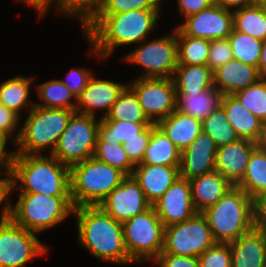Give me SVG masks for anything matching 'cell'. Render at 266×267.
Returning a JSON list of instances; mask_svg holds the SVG:
<instances>
[{
  "mask_svg": "<svg viewBox=\"0 0 266 267\" xmlns=\"http://www.w3.org/2000/svg\"><path fill=\"white\" fill-rule=\"evenodd\" d=\"M15 189L18 193L71 196L70 168L51 154H15L9 197Z\"/></svg>",
  "mask_w": 266,
  "mask_h": 267,
  "instance_id": "3957f363",
  "label": "cell"
},
{
  "mask_svg": "<svg viewBox=\"0 0 266 267\" xmlns=\"http://www.w3.org/2000/svg\"><path fill=\"white\" fill-rule=\"evenodd\" d=\"M127 85L109 79H99L93 74L84 91L77 97L76 112L96 117V111L104 110L99 118H105Z\"/></svg>",
  "mask_w": 266,
  "mask_h": 267,
  "instance_id": "e0dca14e",
  "label": "cell"
},
{
  "mask_svg": "<svg viewBox=\"0 0 266 267\" xmlns=\"http://www.w3.org/2000/svg\"><path fill=\"white\" fill-rule=\"evenodd\" d=\"M233 53L228 38L210 40L207 65L212 71L232 60Z\"/></svg>",
  "mask_w": 266,
  "mask_h": 267,
  "instance_id": "7bdbcfd3",
  "label": "cell"
},
{
  "mask_svg": "<svg viewBox=\"0 0 266 267\" xmlns=\"http://www.w3.org/2000/svg\"><path fill=\"white\" fill-rule=\"evenodd\" d=\"M162 9L131 10L121 14H98L83 30L90 55L112 56L117 48L140 44L158 27Z\"/></svg>",
  "mask_w": 266,
  "mask_h": 267,
  "instance_id": "6da1fadb",
  "label": "cell"
},
{
  "mask_svg": "<svg viewBox=\"0 0 266 267\" xmlns=\"http://www.w3.org/2000/svg\"><path fill=\"white\" fill-rule=\"evenodd\" d=\"M21 118L18 114L5 108L0 103V135L7 137L15 144L20 136L21 128L18 125L20 124ZM18 129L19 131H17Z\"/></svg>",
  "mask_w": 266,
  "mask_h": 267,
  "instance_id": "f6af8a7d",
  "label": "cell"
},
{
  "mask_svg": "<svg viewBox=\"0 0 266 267\" xmlns=\"http://www.w3.org/2000/svg\"><path fill=\"white\" fill-rule=\"evenodd\" d=\"M193 204L198 213L213 206L234 185L216 170L189 180Z\"/></svg>",
  "mask_w": 266,
  "mask_h": 267,
  "instance_id": "cb8c5ba5",
  "label": "cell"
},
{
  "mask_svg": "<svg viewBox=\"0 0 266 267\" xmlns=\"http://www.w3.org/2000/svg\"><path fill=\"white\" fill-rule=\"evenodd\" d=\"M126 175L95 157L70 168L73 207L97 206L118 187Z\"/></svg>",
  "mask_w": 266,
  "mask_h": 267,
  "instance_id": "52a82bcc",
  "label": "cell"
},
{
  "mask_svg": "<svg viewBox=\"0 0 266 267\" xmlns=\"http://www.w3.org/2000/svg\"><path fill=\"white\" fill-rule=\"evenodd\" d=\"M182 152L202 132V122L175 110L156 124Z\"/></svg>",
  "mask_w": 266,
  "mask_h": 267,
  "instance_id": "d4e9b609",
  "label": "cell"
},
{
  "mask_svg": "<svg viewBox=\"0 0 266 267\" xmlns=\"http://www.w3.org/2000/svg\"><path fill=\"white\" fill-rule=\"evenodd\" d=\"M77 242L98 261L115 265H134L130 259L124 241L121 222L97 206H79L74 208Z\"/></svg>",
  "mask_w": 266,
  "mask_h": 267,
  "instance_id": "7a4b0ae2",
  "label": "cell"
},
{
  "mask_svg": "<svg viewBox=\"0 0 266 267\" xmlns=\"http://www.w3.org/2000/svg\"><path fill=\"white\" fill-rule=\"evenodd\" d=\"M259 144L238 139L218 147L215 158V170L236 186L245 175L251 153Z\"/></svg>",
  "mask_w": 266,
  "mask_h": 267,
  "instance_id": "d6986e66",
  "label": "cell"
},
{
  "mask_svg": "<svg viewBox=\"0 0 266 267\" xmlns=\"http://www.w3.org/2000/svg\"><path fill=\"white\" fill-rule=\"evenodd\" d=\"M13 142H10L9 139L3 135H0V171L1 175L4 174L6 180H10L12 175L13 159L15 156L14 150H7V145Z\"/></svg>",
  "mask_w": 266,
  "mask_h": 267,
  "instance_id": "c3c4849f",
  "label": "cell"
},
{
  "mask_svg": "<svg viewBox=\"0 0 266 267\" xmlns=\"http://www.w3.org/2000/svg\"><path fill=\"white\" fill-rule=\"evenodd\" d=\"M202 131L208 134L218 147L239 139L234 128L229 124L221 105L202 121Z\"/></svg>",
  "mask_w": 266,
  "mask_h": 267,
  "instance_id": "d590c367",
  "label": "cell"
},
{
  "mask_svg": "<svg viewBox=\"0 0 266 267\" xmlns=\"http://www.w3.org/2000/svg\"><path fill=\"white\" fill-rule=\"evenodd\" d=\"M199 267H232L229 243H216L199 257Z\"/></svg>",
  "mask_w": 266,
  "mask_h": 267,
  "instance_id": "b9f144b4",
  "label": "cell"
},
{
  "mask_svg": "<svg viewBox=\"0 0 266 267\" xmlns=\"http://www.w3.org/2000/svg\"><path fill=\"white\" fill-rule=\"evenodd\" d=\"M234 95L248 111L266 125V78H260Z\"/></svg>",
  "mask_w": 266,
  "mask_h": 267,
  "instance_id": "f35d334b",
  "label": "cell"
},
{
  "mask_svg": "<svg viewBox=\"0 0 266 267\" xmlns=\"http://www.w3.org/2000/svg\"><path fill=\"white\" fill-rule=\"evenodd\" d=\"M23 4L28 5L31 8H34L37 11V14L42 18L46 16L50 9H55V14H58L59 9V0H18ZM54 6V7H53Z\"/></svg>",
  "mask_w": 266,
  "mask_h": 267,
  "instance_id": "816d5d0a",
  "label": "cell"
},
{
  "mask_svg": "<svg viewBox=\"0 0 266 267\" xmlns=\"http://www.w3.org/2000/svg\"><path fill=\"white\" fill-rule=\"evenodd\" d=\"M216 243L206 217L196 213L182 223L165 227L161 253L199 257Z\"/></svg>",
  "mask_w": 266,
  "mask_h": 267,
  "instance_id": "8fae6325",
  "label": "cell"
},
{
  "mask_svg": "<svg viewBox=\"0 0 266 267\" xmlns=\"http://www.w3.org/2000/svg\"><path fill=\"white\" fill-rule=\"evenodd\" d=\"M163 0H105L99 14H121L131 10L161 9Z\"/></svg>",
  "mask_w": 266,
  "mask_h": 267,
  "instance_id": "60d3db41",
  "label": "cell"
},
{
  "mask_svg": "<svg viewBox=\"0 0 266 267\" xmlns=\"http://www.w3.org/2000/svg\"><path fill=\"white\" fill-rule=\"evenodd\" d=\"M152 206L165 227L182 223L198 213L193 204L190 181L181 177Z\"/></svg>",
  "mask_w": 266,
  "mask_h": 267,
  "instance_id": "2e32d148",
  "label": "cell"
},
{
  "mask_svg": "<svg viewBox=\"0 0 266 267\" xmlns=\"http://www.w3.org/2000/svg\"><path fill=\"white\" fill-rule=\"evenodd\" d=\"M212 4H216L217 0H209Z\"/></svg>",
  "mask_w": 266,
  "mask_h": 267,
  "instance_id": "680465c9",
  "label": "cell"
},
{
  "mask_svg": "<svg viewBox=\"0 0 266 267\" xmlns=\"http://www.w3.org/2000/svg\"><path fill=\"white\" fill-rule=\"evenodd\" d=\"M256 3L261 7L264 14H266V0H255Z\"/></svg>",
  "mask_w": 266,
  "mask_h": 267,
  "instance_id": "9f6ffc18",
  "label": "cell"
},
{
  "mask_svg": "<svg viewBox=\"0 0 266 267\" xmlns=\"http://www.w3.org/2000/svg\"><path fill=\"white\" fill-rule=\"evenodd\" d=\"M124 55L127 64L140 66L143 72L139 78H172L178 66L177 27L168 35L144 40Z\"/></svg>",
  "mask_w": 266,
  "mask_h": 267,
  "instance_id": "9c48e42d",
  "label": "cell"
},
{
  "mask_svg": "<svg viewBox=\"0 0 266 267\" xmlns=\"http://www.w3.org/2000/svg\"><path fill=\"white\" fill-rule=\"evenodd\" d=\"M181 151L156 125L152 131L140 164L180 166Z\"/></svg>",
  "mask_w": 266,
  "mask_h": 267,
  "instance_id": "83f0119b",
  "label": "cell"
},
{
  "mask_svg": "<svg viewBox=\"0 0 266 267\" xmlns=\"http://www.w3.org/2000/svg\"><path fill=\"white\" fill-rule=\"evenodd\" d=\"M93 157L131 176L135 165L130 161L122 144H107L96 138Z\"/></svg>",
  "mask_w": 266,
  "mask_h": 267,
  "instance_id": "ab89813d",
  "label": "cell"
},
{
  "mask_svg": "<svg viewBox=\"0 0 266 267\" xmlns=\"http://www.w3.org/2000/svg\"><path fill=\"white\" fill-rule=\"evenodd\" d=\"M213 76L214 87L223 95H234L262 78L257 67L234 58L214 70Z\"/></svg>",
  "mask_w": 266,
  "mask_h": 267,
  "instance_id": "603a6c76",
  "label": "cell"
},
{
  "mask_svg": "<svg viewBox=\"0 0 266 267\" xmlns=\"http://www.w3.org/2000/svg\"><path fill=\"white\" fill-rule=\"evenodd\" d=\"M180 166L137 164L132 176L152 205L180 177Z\"/></svg>",
  "mask_w": 266,
  "mask_h": 267,
  "instance_id": "ffe728a7",
  "label": "cell"
},
{
  "mask_svg": "<svg viewBox=\"0 0 266 267\" xmlns=\"http://www.w3.org/2000/svg\"><path fill=\"white\" fill-rule=\"evenodd\" d=\"M232 267H266V233L252 228L229 242Z\"/></svg>",
  "mask_w": 266,
  "mask_h": 267,
  "instance_id": "44dd1931",
  "label": "cell"
},
{
  "mask_svg": "<svg viewBox=\"0 0 266 267\" xmlns=\"http://www.w3.org/2000/svg\"><path fill=\"white\" fill-rule=\"evenodd\" d=\"M257 68L260 76L266 78V40L262 43V50Z\"/></svg>",
  "mask_w": 266,
  "mask_h": 267,
  "instance_id": "11a10c76",
  "label": "cell"
},
{
  "mask_svg": "<svg viewBox=\"0 0 266 267\" xmlns=\"http://www.w3.org/2000/svg\"><path fill=\"white\" fill-rule=\"evenodd\" d=\"M218 146L203 131L193 143L181 152L180 177L192 179L215 170Z\"/></svg>",
  "mask_w": 266,
  "mask_h": 267,
  "instance_id": "ac0fdd59",
  "label": "cell"
},
{
  "mask_svg": "<svg viewBox=\"0 0 266 267\" xmlns=\"http://www.w3.org/2000/svg\"><path fill=\"white\" fill-rule=\"evenodd\" d=\"M233 30L266 40V14L256 1L250 6L233 10Z\"/></svg>",
  "mask_w": 266,
  "mask_h": 267,
  "instance_id": "1f68e13d",
  "label": "cell"
},
{
  "mask_svg": "<svg viewBox=\"0 0 266 267\" xmlns=\"http://www.w3.org/2000/svg\"><path fill=\"white\" fill-rule=\"evenodd\" d=\"M12 204L9 197L8 217L17 225L39 234L52 229L73 215L71 196H50L39 193H18Z\"/></svg>",
  "mask_w": 266,
  "mask_h": 267,
  "instance_id": "277c9868",
  "label": "cell"
},
{
  "mask_svg": "<svg viewBox=\"0 0 266 267\" xmlns=\"http://www.w3.org/2000/svg\"><path fill=\"white\" fill-rule=\"evenodd\" d=\"M105 0H59L58 15L79 19L83 30L102 10Z\"/></svg>",
  "mask_w": 266,
  "mask_h": 267,
  "instance_id": "74e56055",
  "label": "cell"
},
{
  "mask_svg": "<svg viewBox=\"0 0 266 267\" xmlns=\"http://www.w3.org/2000/svg\"><path fill=\"white\" fill-rule=\"evenodd\" d=\"M35 88L42 101L35 102V105L45 108L70 109L76 112L77 97L63 85L60 79L48 80L36 85Z\"/></svg>",
  "mask_w": 266,
  "mask_h": 267,
  "instance_id": "4dcf8cb0",
  "label": "cell"
},
{
  "mask_svg": "<svg viewBox=\"0 0 266 267\" xmlns=\"http://www.w3.org/2000/svg\"><path fill=\"white\" fill-rule=\"evenodd\" d=\"M222 97L215 87L203 92H176V110L202 122L221 105Z\"/></svg>",
  "mask_w": 266,
  "mask_h": 267,
  "instance_id": "484cf974",
  "label": "cell"
},
{
  "mask_svg": "<svg viewBox=\"0 0 266 267\" xmlns=\"http://www.w3.org/2000/svg\"><path fill=\"white\" fill-rule=\"evenodd\" d=\"M178 64L206 65L210 40L184 35L177 28Z\"/></svg>",
  "mask_w": 266,
  "mask_h": 267,
  "instance_id": "e575fe53",
  "label": "cell"
},
{
  "mask_svg": "<svg viewBox=\"0 0 266 267\" xmlns=\"http://www.w3.org/2000/svg\"><path fill=\"white\" fill-rule=\"evenodd\" d=\"M184 35L208 40L228 38L233 30V12L212 4L176 26Z\"/></svg>",
  "mask_w": 266,
  "mask_h": 267,
  "instance_id": "5bb4252c",
  "label": "cell"
},
{
  "mask_svg": "<svg viewBox=\"0 0 266 267\" xmlns=\"http://www.w3.org/2000/svg\"><path fill=\"white\" fill-rule=\"evenodd\" d=\"M36 235L9 217L0 221V267H24L36 257L47 255L48 246Z\"/></svg>",
  "mask_w": 266,
  "mask_h": 267,
  "instance_id": "7c38bea8",
  "label": "cell"
},
{
  "mask_svg": "<svg viewBox=\"0 0 266 267\" xmlns=\"http://www.w3.org/2000/svg\"><path fill=\"white\" fill-rule=\"evenodd\" d=\"M178 12L181 17L185 18L190 15L199 13L212 5L209 0H175Z\"/></svg>",
  "mask_w": 266,
  "mask_h": 267,
  "instance_id": "f907efd6",
  "label": "cell"
},
{
  "mask_svg": "<svg viewBox=\"0 0 266 267\" xmlns=\"http://www.w3.org/2000/svg\"><path fill=\"white\" fill-rule=\"evenodd\" d=\"M264 150L266 151V128H265V132H264V136H263V139H262V142L260 144Z\"/></svg>",
  "mask_w": 266,
  "mask_h": 267,
  "instance_id": "6f0895ef",
  "label": "cell"
},
{
  "mask_svg": "<svg viewBox=\"0 0 266 267\" xmlns=\"http://www.w3.org/2000/svg\"><path fill=\"white\" fill-rule=\"evenodd\" d=\"M150 124L152 123L101 120L97 137L107 144H123L129 139L141 138V132Z\"/></svg>",
  "mask_w": 266,
  "mask_h": 267,
  "instance_id": "836d02e7",
  "label": "cell"
},
{
  "mask_svg": "<svg viewBox=\"0 0 266 267\" xmlns=\"http://www.w3.org/2000/svg\"><path fill=\"white\" fill-rule=\"evenodd\" d=\"M236 186L252 199L266 192V151L261 145L251 153L245 175Z\"/></svg>",
  "mask_w": 266,
  "mask_h": 267,
  "instance_id": "f546056e",
  "label": "cell"
},
{
  "mask_svg": "<svg viewBox=\"0 0 266 267\" xmlns=\"http://www.w3.org/2000/svg\"><path fill=\"white\" fill-rule=\"evenodd\" d=\"M93 75L90 68H74L65 75V80L61 79V82L66 86L70 92L78 97L86 88L88 80Z\"/></svg>",
  "mask_w": 266,
  "mask_h": 267,
  "instance_id": "bcb514c9",
  "label": "cell"
},
{
  "mask_svg": "<svg viewBox=\"0 0 266 267\" xmlns=\"http://www.w3.org/2000/svg\"><path fill=\"white\" fill-rule=\"evenodd\" d=\"M228 40L234 59L258 67L263 41L236 30H232Z\"/></svg>",
  "mask_w": 266,
  "mask_h": 267,
  "instance_id": "8d00e7d4",
  "label": "cell"
},
{
  "mask_svg": "<svg viewBox=\"0 0 266 267\" xmlns=\"http://www.w3.org/2000/svg\"><path fill=\"white\" fill-rule=\"evenodd\" d=\"M221 106L239 139L261 144L266 125L248 111L235 95H223Z\"/></svg>",
  "mask_w": 266,
  "mask_h": 267,
  "instance_id": "7402d4cb",
  "label": "cell"
},
{
  "mask_svg": "<svg viewBox=\"0 0 266 267\" xmlns=\"http://www.w3.org/2000/svg\"><path fill=\"white\" fill-rule=\"evenodd\" d=\"M35 76H14L0 84V103L21 117V111L26 114L35 106L30 98V88ZM33 82V83H32Z\"/></svg>",
  "mask_w": 266,
  "mask_h": 267,
  "instance_id": "4316f807",
  "label": "cell"
},
{
  "mask_svg": "<svg viewBox=\"0 0 266 267\" xmlns=\"http://www.w3.org/2000/svg\"><path fill=\"white\" fill-rule=\"evenodd\" d=\"M116 221L123 223L147 210L151 204L134 177L126 176L98 205Z\"/></svg>",
  "mask_w": 266,
  "mask_h": 267,
  "instance_id": "9a60e30c",
  "label": "cell"
},
{
  "mask_svg": "<svg viewBox=\"0 0 266 267\" xmlns=\"http://www.w3.org/2000/svg\"><path fill=\"white\" fill-rule=\"evenodd\" d=\"M101 120H119L134 123H151L143 112L138 97L127 85L119 94L107 116Z\"/></svg>",
  "mask_w": 266,
  "mask_h": 267,
  "instance_id": "d6a6232c",
  "label": "cell"
},
{
  "mask_svg": "<svg viewBox=\"0 0 266 267\" xmlns=\"http://www.w3.org/2000/svg\"><path fill=\"white\" fill-rule=\"evenodd\" d=\"M202 214L206 217L217 243L234 241L254 227L253 199L237 186L231 187Z\"/></svg>",
  "mask_w": 266,
  "mask_h": 267,
  "instance_id": "5b68a950",
  "label": "cell"
},
{
  "mask_svg": "<svg viewBox=\"0 0 266 267\" xmlns=\"http://www.w3.org/2000/svg\"><path fill=\"white\" fill-rule=\"evenodd\" d=\"M253 226L266 233V192L253 198Z\"/></svg>",
  "mask_w": 266,
  "mask_h": 267,
  "instance_id": "681fc988",
  "label": "cell"
},
{
  "mask_svg": "<svg viewBox=\"0 0 266 267\" xmlns=\"http://www.w3.org/2000/svg\"><path fill=\"white\" fill-rule=\"evenodd\" d=\"M74 112L70 109L45 108L35 105L27 113L21 125L20 136L15 143V154L40 155L46 149L52 154Z\"/></svg>",
  "mask_w": 266,
  "mask_h": 267,
  "instance_id": "8992f818",
  "label": "cell"
},
{
  "mask_svg": "<svg viewBox=\"0 0 266 267\" xmlns=\"http://www.w3.org/2000/svg\"><path fill=\"white\" fill-rule=\"evenodd\" d=\"M100 121L74 112L51 155L69 168L93 157Z\"/></svg>",
  "mask_w": 266,
  "mask_h": 267,
  "instance_id": "30bf717a",
  "label": "cell"
},
{
  "mask_svg": "<svg viewBox=\"0 0 266 267\" xmlns=\"http://www.w3.org/2000/svg\"><path fill=\"white\" fill-rule=\"evenodd\" d=\"M130 259L136 264L154 262L163 250L165 226L151 205L122 223Z\"/></svg>",
  "mask_w": 266,
  "mask_h": 267,
  "instance_id": "ba28073f",
  "label": "cell"
},
{
  "mask_svg": "<svg viewBox=\"0 0 266 267\" xmlns=\"http://www.w3.org/2000/svg\"><path fill=\"white\" fill-rule=\"evenodd\" d=\"M157 267H199L198 257L160 253L153 262Z\"/></svg>",
  "mask_w": 266,
  "mask_h": 267,
  "instance_id": "7dc6e473",
  "label": "cell"
},
{
  "mask_svg": "<svg viewBox=\"0 0 266 267\" xmlns=\"http://www.w3.org/2000/svg\"><path fill=\"white\" fill-rule=\"evenodd\" d=\"M9 181L4 177L0 178V221L8 218Z\"/></svg>",
  "mask_w": 266,
  "mask_h": 267,
  "instance_id": "f5cc1de1",
  "label": "cell"
},
{
  "mask_svg": "<svg viewBox=\"0 0 266 267\" xmlns=\"http://www.w3.org/2000/svg\"><path fill=\"white\" fill-rule=\"evenodd\" d=\"M172 80L176 92H203L214 87L213 71L207 64H178Z\"/></svg>",
  "mask_w": 266,
  "mask_h": 267,
  "instance_id": "f1b7e54d",
  "label": "cell"
},
{
  "mask_svg": "<svg viewBox=\"0 0 266 267\" xmlns=\"http://www.w3.org/2000/svg\"><path fill=\"white\" fill-rule=\"evenodd\" d=\"M156 126L152 123L148 125L142 132L141 138H132L123 143L125 152L127 153L130 161L134 164H140L144 157L145 149L149 142L151 131Z\"/></svg>",
  "mask_w": 266,
  "mask_h": 267,
  "instance_id": "ee69618b",
  "label": "cell"
},
{
  "mask_svg": "<svg viewBox=\"0 0 266 267\" xmlns=\"http://www.w3.org/2000/svg\"><path fill=\"white\" fill-rule=\"evenodd\" d=\"M128 86L138 97L144 114L157 124L176 110V88L172 78H136Z\"/></svg>",
  "mask_w": 266,
  "mask_h": 267,
  "instance_id": "4fadbf2b",
  "label": "cell"
},
{
  "mask_svg": "<svg viewBox=\"0 0 266 267\" xmlns=\"http://www.w3.org/2000/svg\"><path fill=\"white\" fill-rule=\"evenodd\" d=\"M255 0H217L216 4L228 10H236L253 4Z\"/></svg>",
  "mask_w": 266,
  "mask_h": 267,
  "instance_id": "db71d44e",
  "label": "cell"
}]
</instances>
